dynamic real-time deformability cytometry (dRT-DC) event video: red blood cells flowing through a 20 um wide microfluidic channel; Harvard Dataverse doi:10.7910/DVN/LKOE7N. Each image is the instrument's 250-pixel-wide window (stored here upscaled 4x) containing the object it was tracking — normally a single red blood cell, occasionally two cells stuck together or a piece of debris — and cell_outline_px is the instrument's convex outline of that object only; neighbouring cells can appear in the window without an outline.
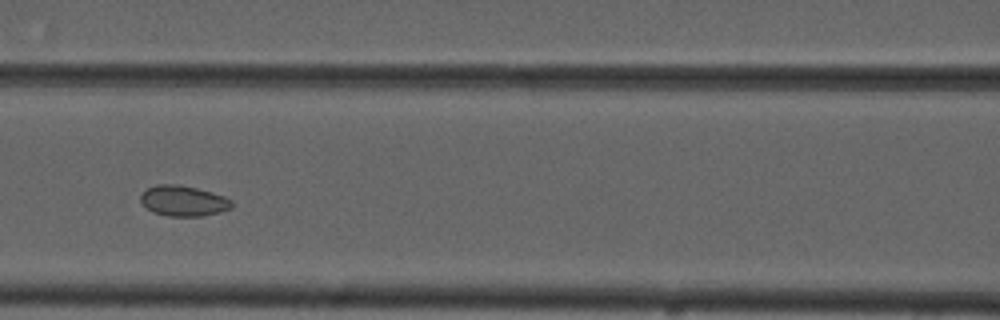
{"species": "common noctule bat (a hibernating species)", "species_latin": "Nyctalus noctula", "temperature_condition": "cold", "stored_images_in_passage": 4, "camera_frame_rate_fps": 3000, "um_per_image_px": 0.085, "animal": {"sex": "male", "forearm_length_mm": 52.5}, "frame": {"image": 1, "passage_image": 4, "time_ms": 3.333, "image_size_px": [1000, 320], "cell_outline_px": [[232, 208], [220, 212], [204, 216], [168, 216], [152, 212], [140, 200], [140, 196], [148, 188], [156, 184], [176, 184], [196, 188], [212, 192], [224, 196], [232, 200]], "centroid_in_image_um": [15.61, 17.08], "position_along_channel_um": 151.0, "area_um2": 16.18}}